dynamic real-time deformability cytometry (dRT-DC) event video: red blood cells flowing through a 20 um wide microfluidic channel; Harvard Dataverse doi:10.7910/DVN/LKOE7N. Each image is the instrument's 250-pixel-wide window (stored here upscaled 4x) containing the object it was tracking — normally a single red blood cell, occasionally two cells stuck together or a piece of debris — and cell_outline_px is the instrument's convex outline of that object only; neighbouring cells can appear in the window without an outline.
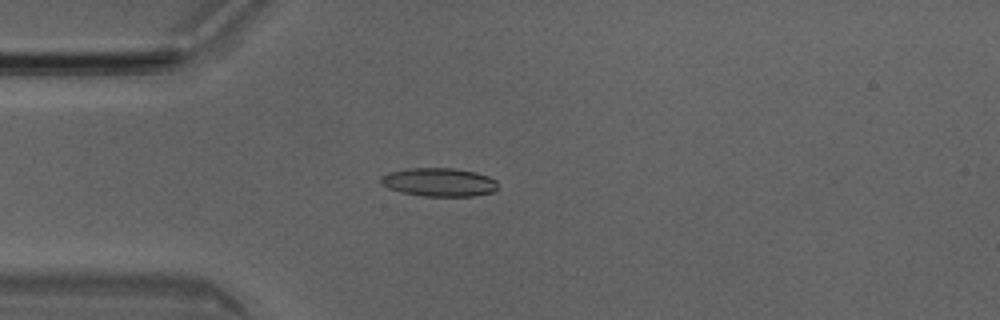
{"species": "Egyptian fruit bat (a non-hibernating species)", "species_latin": "Rousettus aegyptiacus", "temperature_condition": "room temperature", "stored_images_in_passage": 50, "camera_frame_rate_fps": 3000, "um_per_image_px": 0.085, "animal": {"sex": "male"}, "frame": {"image": 1, "passage_image": 13, "time_ms": 4.0, "image_size_px": [1000, 320], "cell_outline_px": [[496, 188], [492, 192], [472, 196], [424, 196], [400, 192], [388, 188], [380, 184], [380, 176], [388, 172], [408, 168], [452, 168], [476, 172], [488, 176], [496, 180]], "centroid_in_image_um": [37.26, 15.48], "position_along_channel_um": 47.7, "area_um2": 19.48}}
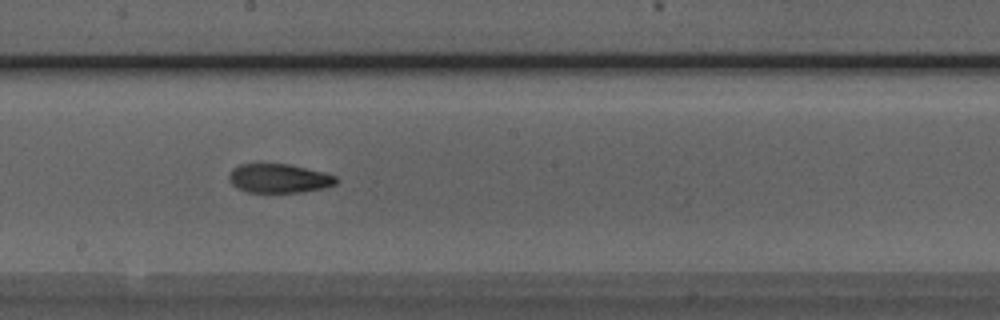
{"frame": {"image": 2, "passage_image": 27, "time_ms": 8.667, "image_size_px": [1000, 320], "cell_outline_px": [[336, 184], [324, 188], [300, 192], [248, 192], [236, 188], [228, 180], [228, 176], [232, 168], [240, 164], [256, 160], [288, 164], [324, 172], [336, 176]], "centroid_in_image_um": [23.62, 15.11], "position_along_channel_um": 224.6, "area_um2": 18.79}}
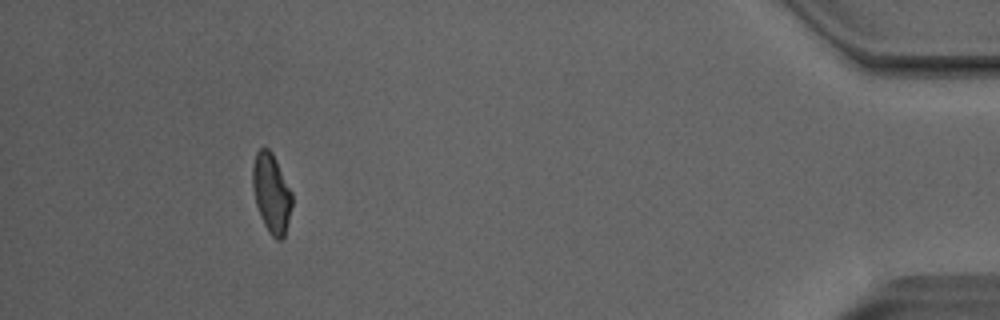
{"frame": {"image": 3, "passage_image": 46, "time_ms": 15.0, "image_size_px": [1000, 320], "cell_outline_px": [[292, 204], [284, 240], [276, 240], [268, 232], [260, 216], [256, 204], [252, 188], [252, 168], [256, 152], [260, 148], [268, 148], [272, 152], [292, 192]], "centroid_in_image_um": [23.07, 16.44], "position_along_channel_um": 412.1, "area_um2": 18.32}, "authors_computed_cell_mechanics": {"area_um2": 18.785, "velocity_mm_per_s": 4.04, "shape_relaxation_time_tau1_ms": 7.4828, "shape_relaxation_time_tau2_ms": 2.5841, "deformation_change_tau1": 0.2319, "deformation_change_tau2": 0.0951}}